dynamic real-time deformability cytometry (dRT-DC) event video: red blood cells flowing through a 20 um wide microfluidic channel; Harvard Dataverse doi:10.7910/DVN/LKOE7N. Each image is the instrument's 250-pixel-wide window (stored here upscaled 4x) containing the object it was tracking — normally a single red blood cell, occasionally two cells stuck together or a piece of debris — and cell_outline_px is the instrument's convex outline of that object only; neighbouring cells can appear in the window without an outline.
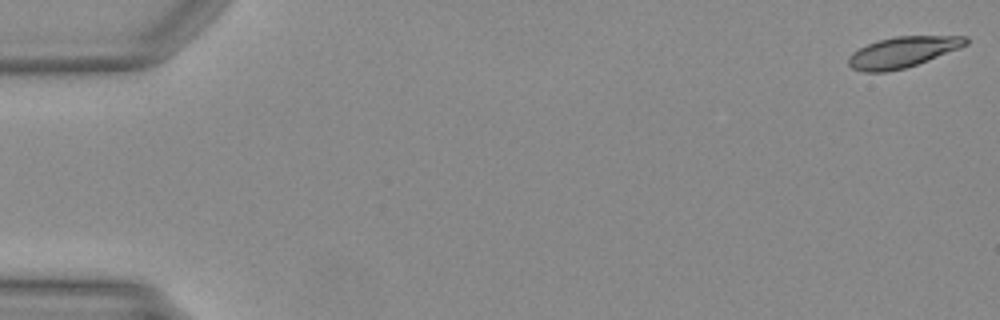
{"species": "Egyptian fruit bat (a non-hibernating species)", "species_latin": "Rousettus aegyptiacus", "temperature_condition": "warm", "stored_images_in_passage": 10, "camera_frame_rate_fps": 3000, "um_per_image_px": 0.085, "animal": {"sex": "female"}, "frame": {"image": 1, "passage_image": 1, "time_ms": 0.0, "image_size_px": [1000, 320], "cell_outline_px": [[968, 44], [960, 48], [916, 64], [904, 68], [884, 72], [864, 72], [852, 68], [848, 64], [848, 56], [852, 52], [868, 44], [880, 40], [896, 36], [968, 36]], "centroid_in_image_um": [76.72, 4.43], "position_along_channel_um": 8.3, "area_um2": 20.81}}